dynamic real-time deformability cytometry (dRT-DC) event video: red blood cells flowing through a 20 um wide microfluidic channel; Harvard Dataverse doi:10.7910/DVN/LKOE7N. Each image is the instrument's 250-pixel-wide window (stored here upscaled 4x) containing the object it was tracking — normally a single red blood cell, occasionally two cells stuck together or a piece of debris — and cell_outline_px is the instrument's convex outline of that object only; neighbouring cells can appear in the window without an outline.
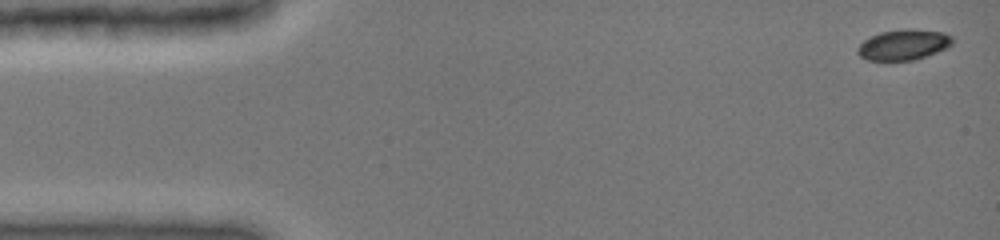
{"species": "common noctule bat (a hibernating species)", "species_latin": "Nyctalus noctula", "temperature_condition": "cold", "stored_images_in_passage": 18, "camera_frame_rate_fps": 3000, "um_per_image_px": 0.085, "animal": {"sex": "female", "body_mass_g": 19.0, "forearm_length_mm": 51.5}, "frame": {"image": 1, "passage_image": 1, "time_ms": 0.0, "image_size_px": [1000, 240], "cell_outline_px": [[952, 44], [948, 48], [916, 60], [868, 60], [860, 56], [856, 52], [856, 48], [864, 40], [880, 32], [904, 28], [908, 28], [944, 32], [952, 36]], "centroid_in_image_um": [76.82, 3.79], "position_along_channel_um": 8.2, "area_um2": 17.05}}
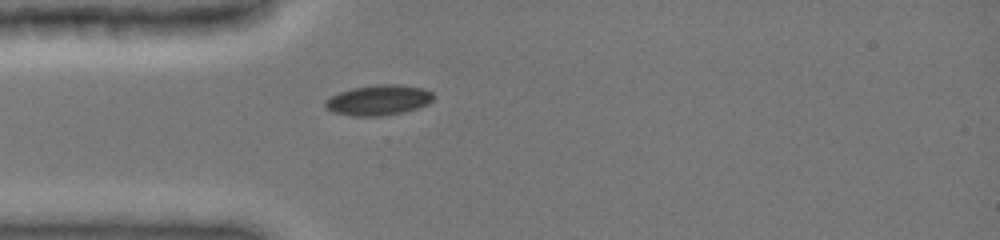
{"frame": {"image": 2, "passage_image": 12, "time_ms": 4.0, "image_size_px": [1000, 240], "cell_outline_px": [[436, 96], [428, 104], [404, 112], [380, 116], [352, 116], [332, 112], [324, 104], [324, 100], [340, 92], [352, 88], [376, 84], [396, 84], [424, 88], [432, 92]], "centroid_in_image_um": [32.19, 8.5], "position_along_channel_um": 52.8, "area_um2": 19.19}}